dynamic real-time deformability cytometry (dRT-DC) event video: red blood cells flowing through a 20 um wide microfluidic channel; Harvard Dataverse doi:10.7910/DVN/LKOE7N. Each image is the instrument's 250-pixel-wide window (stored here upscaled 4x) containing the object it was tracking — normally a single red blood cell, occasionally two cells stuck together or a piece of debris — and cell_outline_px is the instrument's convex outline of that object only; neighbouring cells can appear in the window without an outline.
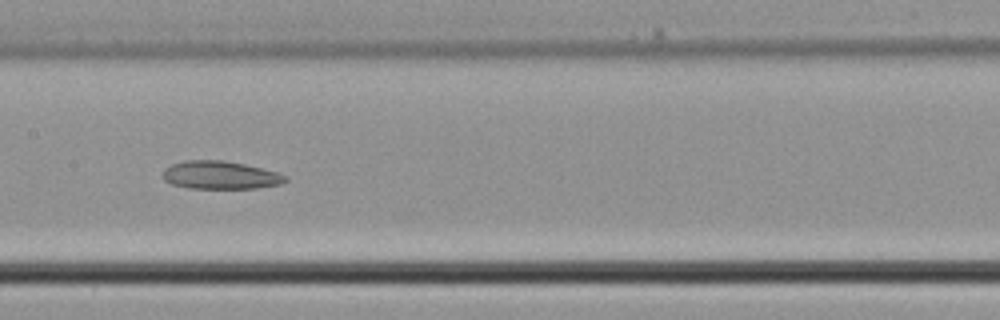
{"species": "common noctule bat (a hibernating species)", "species_latin": "Nyctalus noctula", "temperature_condition": "cold", "stored_images_in_passage": 28, "camera_frame_rate_fps": 3000, "um_per_image_px": 0.085, "animal": {"sex": "male", "body_mass_g": 21.5, "forearm_length_mm": 52.0}, "frame": {"image": 1, "passage_image": 13, "time_ms": 4.0, "image_size_px": [1000, 320], "cell_outline_px": [[288, 180], [280, 184], [256, 188], [188, 188], [172, 184], [164, 180], [164, 168], [172, 164], [184, 160], [224, 160], [244, 164], [276, 172], [288, 176]], "centroid_in_image_um": [18.72, 14.88], "position_along_channel_um": 188.7, "area_um2": 19.94}}
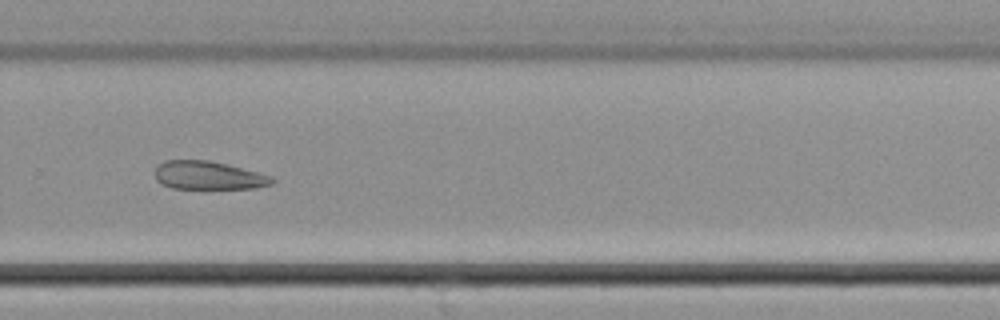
{"frame": {"image": 2, "passage_image": 20, "time_ms": 6.333, "image_size_px": [1000, 320], "cell_outline_px": [[276, 180], [272, 184], [256, 188], [172, 188], [156, 180], [156, 164], [164, 160], [208, 160], [228, 164], [272, 176]], "centroid_in_image_um": [17.73, 14.9], "position_along_channel_um": 312.1, "area_um2": 19.31}}